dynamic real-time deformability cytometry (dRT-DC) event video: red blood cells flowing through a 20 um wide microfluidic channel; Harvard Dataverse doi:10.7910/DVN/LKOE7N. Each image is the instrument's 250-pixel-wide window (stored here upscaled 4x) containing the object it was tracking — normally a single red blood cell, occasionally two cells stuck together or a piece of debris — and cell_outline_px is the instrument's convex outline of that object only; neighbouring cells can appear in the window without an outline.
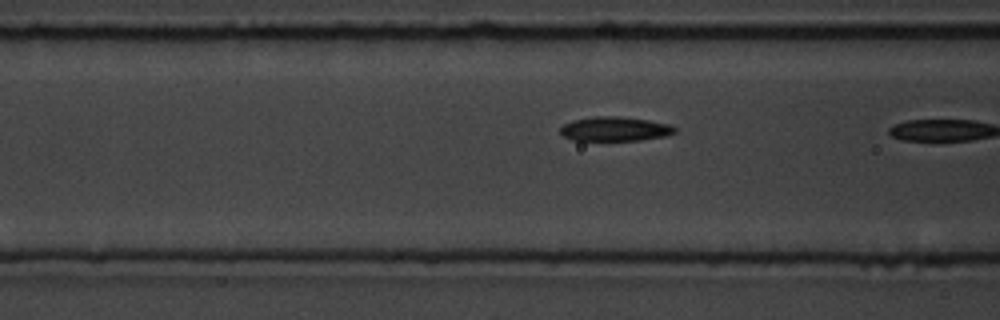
{"species": "common noctule bat (a hibernating species)", "species_latin": "Nyctalus noctula", "temperature_condition": "room temperature", "stored_images_in_passage": 11, "camera_frame_rate_fps": 3000, "um_per_image_px": 0.085, "animal": {"sex": "male", "body_mass_g": 19.5, "forearm_length_mm": 54.6}, "frame": {"image": 1, "passage_image": 10, "time_ms": 3.0, "image_size_px": [1000, 320], "cell_outline_px": [[676, 132], [668, 136], [640, 140], [572, 140], [564, 136], [560, 132], [560, 128], [564, 124], [572, 120], [592, 116], [620, 116], [648, 120], [668, 124], [676, 128]], "centroid_in_image_um": [52.27, 10.95], "position_along_channel_um": 114.3, "area_um2": 16.3}}